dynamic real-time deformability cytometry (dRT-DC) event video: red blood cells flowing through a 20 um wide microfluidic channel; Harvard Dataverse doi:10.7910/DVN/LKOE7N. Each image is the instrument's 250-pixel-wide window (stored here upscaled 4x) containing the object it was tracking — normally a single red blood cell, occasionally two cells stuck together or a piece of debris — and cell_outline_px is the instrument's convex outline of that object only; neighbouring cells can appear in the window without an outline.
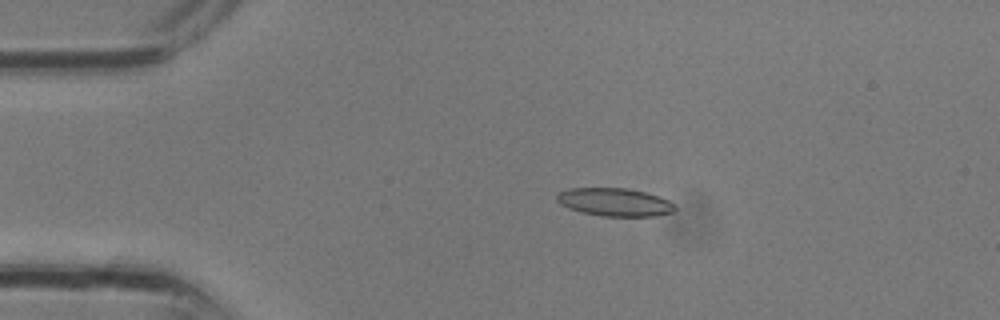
{"species": "common noctule bat (a hibernating species)", "species_latin": "Nyctalus noctula", "temperature_condition": "room temperature", "stored_images_in_passage": 31, "camera_frame_rate_fps": 3000, "um_per_image_px": 0.085, "animal": {"sex": "male", "body_mass_g": 13.3}, "frame": {"image": 1, "passage_image": 6, "time_ms": 1.667, "image_size_px": [1000, 320], "cell_outline_px": [[676, 208], [672, 212], [656, 216], [600, 216], [580, 212], [568, 208], [560, 204], [556, 200], [556, 196], [560, 192], [568, 188], [628, 188], [660, 196], [668, 200]], "centroid_in_image_um": [52.22, 17.18], "position_along_channel_um": 32.8, "area_um2": 19.36}}
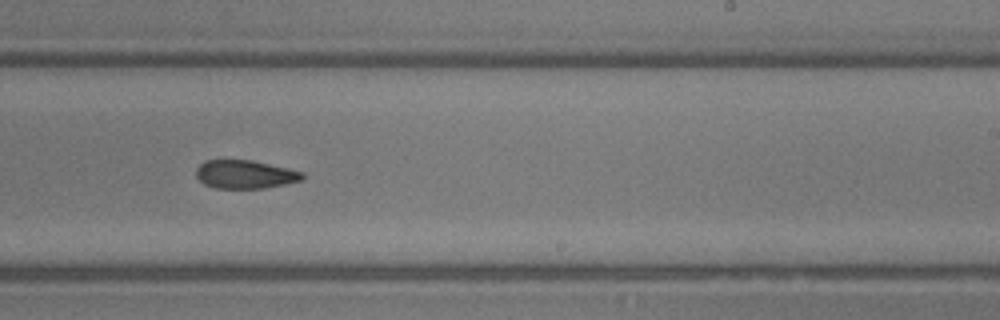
{"frame": {"image": 2, "passage_image": 19, "time_ms": 6.0, "image_size_px": [1000, 320], "cell_outline_px": [[304, 180], [264, 188], [216, 188], [204, 184], [196, 176], [196, 168], [204, 160], [252, 160], [288, 168], [304, 172]], "centroid_in_image_um": [20.84, 14.81], "position_along_channel_um": 268.2, "area_um2": 17.63}}
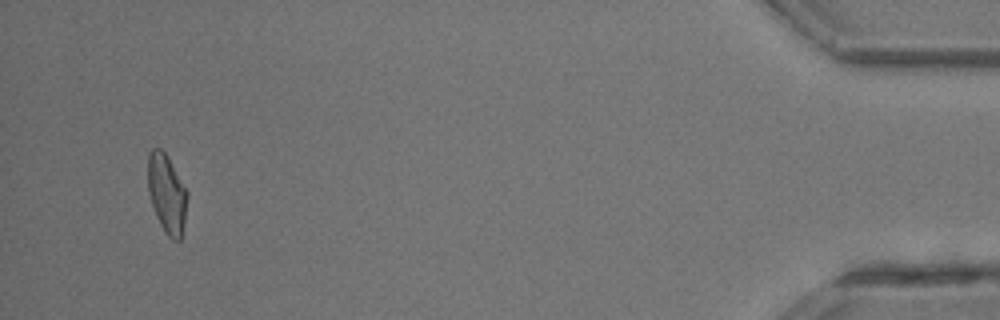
{"frame": {"image": 3, "passage_image": 30, "time_ms": 9.667, "image_size_px": [1000, 320], "cell_outline_px": [[188, 196], [184, 220], [180, 240], [172, 240], [164, 232], [156, 216], [148, 192], [148, 156], [152, 148], [160, 148], [168, 156], [188, 192]], "centroid_in_image_um": [14.18, 16.45], "position_along_channel_um": 421.0, "area_um2": 18.03}}